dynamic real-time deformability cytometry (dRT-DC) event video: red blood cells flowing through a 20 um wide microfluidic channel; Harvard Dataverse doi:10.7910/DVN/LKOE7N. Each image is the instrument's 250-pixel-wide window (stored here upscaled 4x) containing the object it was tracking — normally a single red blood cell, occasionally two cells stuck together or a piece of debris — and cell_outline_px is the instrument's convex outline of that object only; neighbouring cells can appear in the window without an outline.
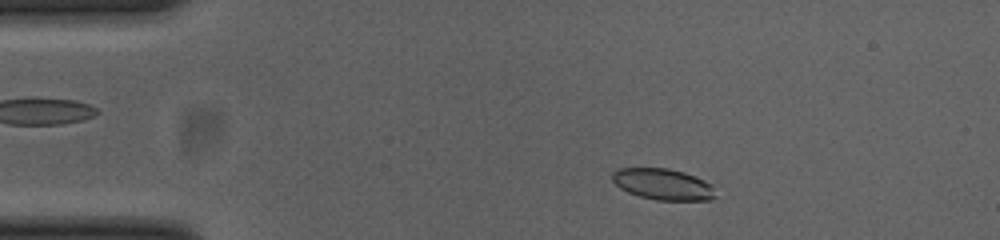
{"species": "common noctule bat (a hibernating species)", "species_latin": "Nyctalus noctula", "temperature_condition": "cold", "stored_images_in_passage": 49, "camera_frame_rate_fps": 3000, "um_per_image_px": 0.085, "animal": {"sex": "female", "body_mass_g": 23.0, "forearm_length_mm": 53.4}, "frame": {"image": 1, "passage_image": 5, "time_ms": 1.333, "image_size_px": [1000, 240], "cell_outline_px": [[716, 196], [708, 200], [656, 200], [640, 196], [628, 192], [620, 188], [612, 180], [612, 172], [620, 168], [668, 168], [684, 172], [704, 180], [712, 184]], "centroid_in_image_um": [56.35, 15.66], "position_along_channel_um": 28.6, "area_um2": 18.73}}
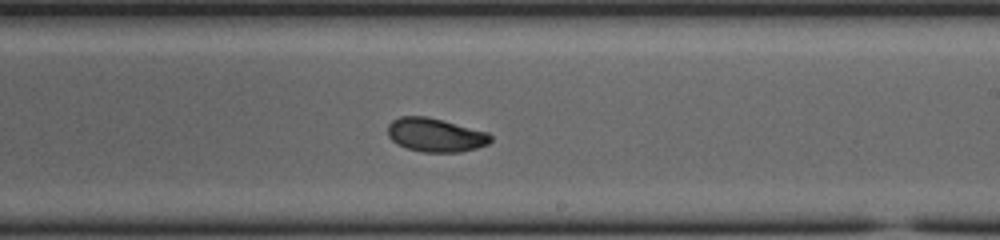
{"frame": {"image": 2, "passage_image": 27, "time_ms": 8.667, "image_size_px": [1000, 240], "cell_outline_px": [[492, 140], [488, 144], [476, 148], [460, 152], [424, 152], [408, 148], [396, 144], [388, 136], [388, 124], [392, 120], [400, 116], [428, 116], [488, 132], [492, 136]], "centroid_in_image_um": [37.01, 11.47], "position_along_channel_um": 252.0, "area_um2": 20.29}}
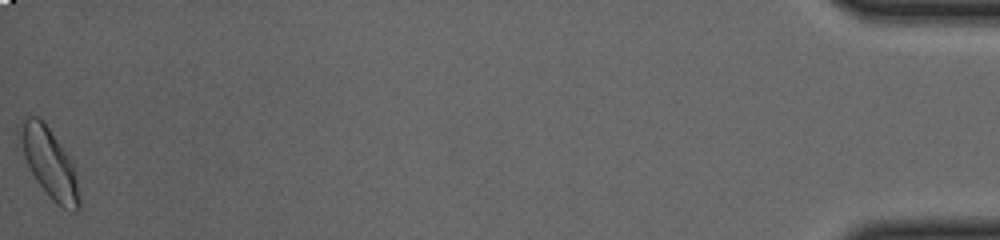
{"frame": {"image": 3, "passage_image": 49, "time_ms": 16.0, "image_size_px": [1000, 240], "cell_outline_px": [[80, 208], [76, 212], [72, 212], [56, 204], [48, 196], [36, 180], [28, 168], [24, 156], [20, 136], [20, 132], [24, 120], [28, 116], [40, 116], [44, 120], [68, 156], [72, 164], [80, 196]], "centroid_in_image_um": [4.21, 13.9], "position_along_channel_um": 431.0, "area_um2": 23.58}, "authors_computed_cell_mechanics": {"area_um2": 20.1144, "velocity_mm_per_s": 3.8183, "shape_relaxation_time_tau1_ms": 4.6083, "shape_relaxation_time_tau2_ms": 2.6084, "deformation_change_tau1": 0.1436, "deformation_change_tau2": 0.061}}